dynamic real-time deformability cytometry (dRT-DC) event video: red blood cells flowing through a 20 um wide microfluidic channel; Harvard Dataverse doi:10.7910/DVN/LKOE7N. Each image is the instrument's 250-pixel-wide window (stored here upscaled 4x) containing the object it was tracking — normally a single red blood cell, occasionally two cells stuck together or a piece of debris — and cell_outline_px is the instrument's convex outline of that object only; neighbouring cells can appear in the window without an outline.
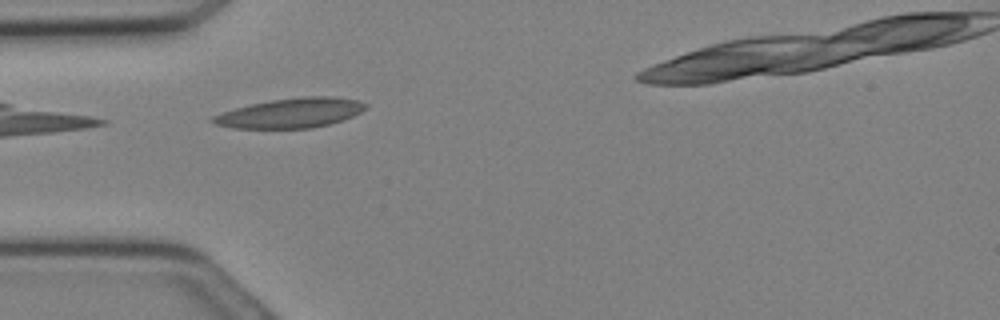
{"species": "Egyptian fruit bat (a non-hibernating species)", "species_latin": "Rousettus aegyptiacus", "temperature_condition": "cold", "stored_images_in_passage": 12, "camera_frame_rate_fps": 3000, "um_per_image_px": 0.085, "animal": {"sex": "female"}, "frame": {"image": 1, "passage_image": 1, "time_ms": 0.0, "image_size_px": [1000, 320], "cell_outline_px": [[368, 104], [360, 112], [352, 116], [328, 124], [312, 128], [232, 128], [216, 124], [208, 120], [212, 116], [236, 108], [252, 104], [272, 100], [304, 96], [332, 96], [360, 100]], "centroid_in_image_um": [24.71, 9.6], "position_along_channel_um": 60.3, "area_um2": 26.18}}
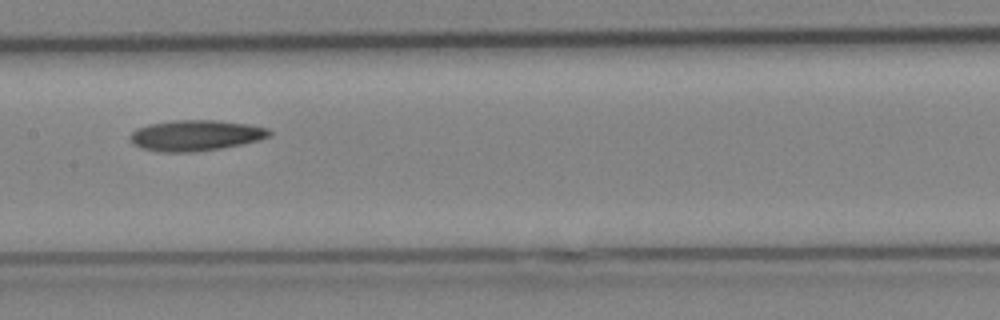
{"frame": {"image": 2, "passage_image": 7, "time_ms": 2.0, "image_size_px": [1000, 320], "cell_outline_px": [[272, 132], [268, 136], [260, 140], [220, 148], [196, 152], [160, 152], [140, 148], [132, 144], [132, 132], [136, 128], [148, 124], [176, 120], [216, 120], [248, 124], [268, 128]], "centroid_in_image_um": [16.62, 11.51], "position_along_channel_um": 190.8, "area_um2": 24.91}}
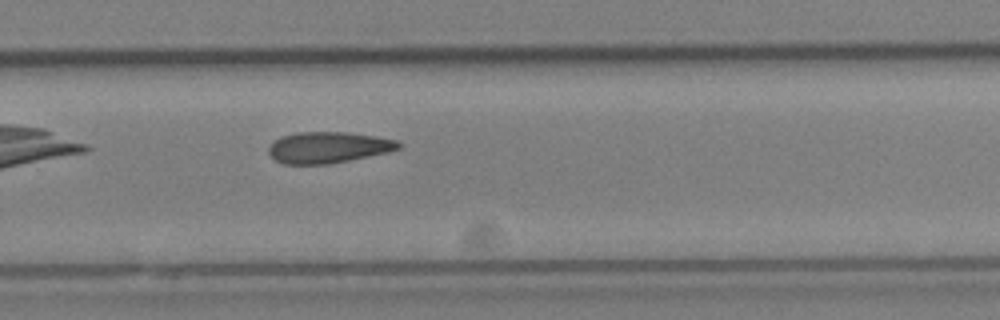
{"frame": {"image": 3, "passage_image": 12, "time_ms": 3.667, "image_size_px": [1000, 320], "cell_outline_px": [[404, 144], [400, 148], [388, 152], [328, 164], [284, 164], [276, 160], [268, 152], [268, 148], [276, 140], [284, 136], [296, 132], [348, 132], [396, 140]], "centroid_in_image_um": [27.91, 12.53], "position_along_channel_um": 301.9, "area_um2": 23.35}}